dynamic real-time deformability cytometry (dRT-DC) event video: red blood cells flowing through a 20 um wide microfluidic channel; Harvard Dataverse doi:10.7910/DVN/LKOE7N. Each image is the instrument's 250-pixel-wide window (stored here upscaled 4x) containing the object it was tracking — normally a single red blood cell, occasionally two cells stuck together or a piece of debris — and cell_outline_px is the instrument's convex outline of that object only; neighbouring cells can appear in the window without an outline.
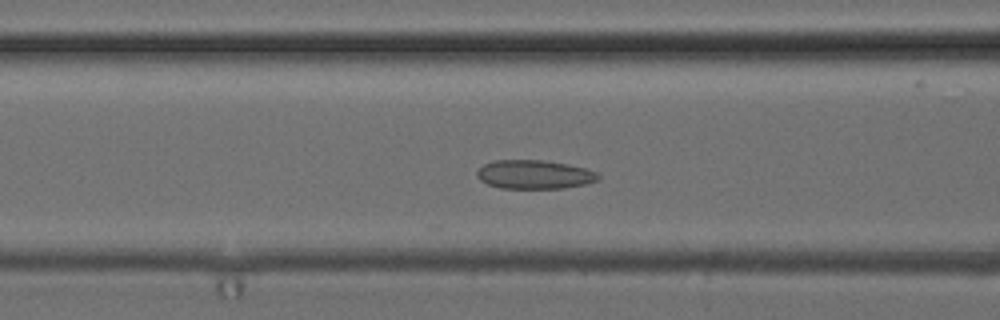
{"species": "common noctule bat (a hibernating species)", "species_latin": "Nyctalus noctula", "temperature_condition": "cold", "stored_images_in_passage": 50, "camera_frame_rate_fps": 3000, "um_per_image_px": 0.085, "animal": {"sex": "female", "body_mass_g": 24.6, "forearm_length_mm": 56.2}, "frame": {"image": 1, "passage_image": 19, "time_ms": 6.0, "image_size_px": [1000, 320], "cell_outline_px": [[600, 180], [584, 184], [564, 188], [500, 188], [488, 184], [480, 180], [476, 176], [476, 172], [484, 164], [492, 160], [544, 160], [568, 164], [584, 168], [596, 172], [600, 176]], "centroid_in_image_um": [45.41, 14.83], "position_along_channel_um": 121.2, "area_um2": 20.4}}
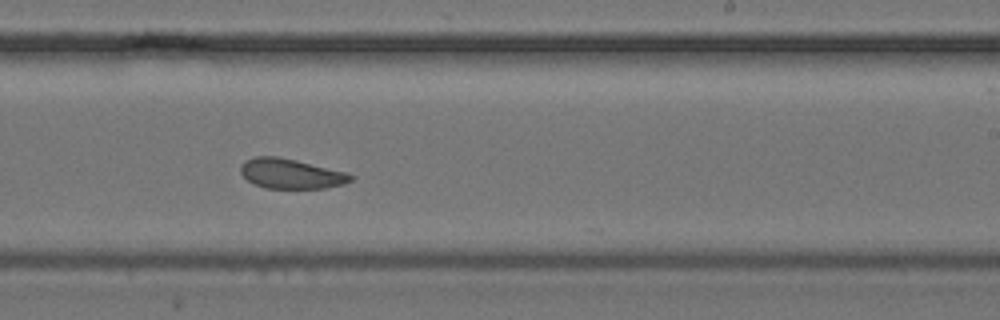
{"frame": {"image": 2, "passage_image": 30, "time_ms": 9.667, "image_size_px": [1000, 320], "cell_outline_px": [[356, 176], [352, 180], [344, 184], [324, 188], [264, 188], [248, 180], [240, 172], [240, 164], [244, 160], [252, 156], [276, 156], [296, 160], [348, 172]], "centroid_in_image_um": [24.74, 14.75], "position_along_channel_um": 264.3, "area_um2": 19.36}}
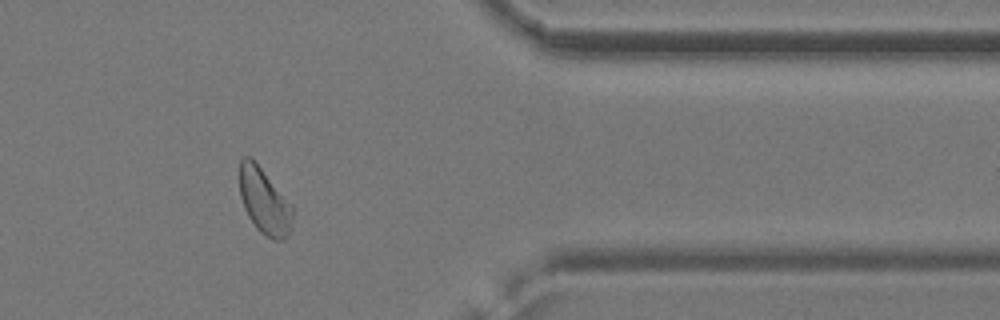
{"frame": {"image": 3, "passage_image": 41, "time_ms": 13.333, "image_size_px": [1000, 320], "cell_outline_px": [[292, 216], [288, 236], [284, 240], [272, 240], [260, 232], [256, 228], [248, 216], [244, 208], [240, 196], [240, 160], [244, 156], [248, 156], [260, 168], [292, 204]], "centroid_in_image_um": [22.46, 17.15], "position_along_channel_um": 388.9, "area_um2": 20.0}, "authors_computed_cell_mechanics": {"area_um2": 20.7791, "velocity_mm_per_s": 3.9078, "shape_relaxation_time_tau1_ms": null, "shape_relaxation_time_tau2_ms": 2.1258, "deformation_change_tau1": null, "deformation_change_tau2": 0.0541}}